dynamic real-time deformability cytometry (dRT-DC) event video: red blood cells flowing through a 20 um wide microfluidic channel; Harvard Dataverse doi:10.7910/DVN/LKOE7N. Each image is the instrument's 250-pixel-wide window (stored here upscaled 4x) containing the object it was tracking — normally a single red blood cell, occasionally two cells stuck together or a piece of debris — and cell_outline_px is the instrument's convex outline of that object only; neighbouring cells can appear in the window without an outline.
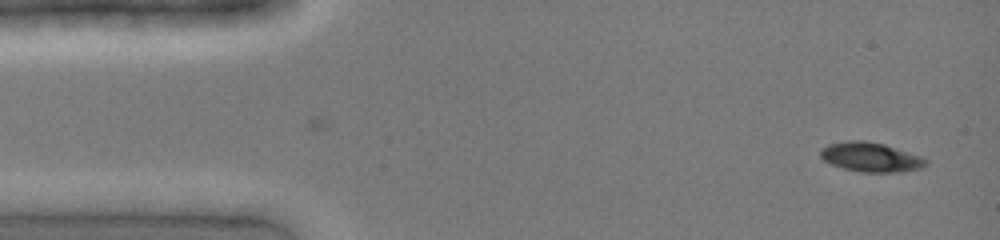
{"species": "common noctule bat (a hibernating species)", "species_latin": "Nyctalus noctula", "temperature_condition": "cold", "stored_images_in_passage": 29, "camera_frame_rate_fps": 3000, "um_per_image_px": 0.085, "animal": {"sex": "female", "body_mass_g": 19.0, "forearm_length_mm": 51.5}, "frame": {"image": 1, "passage_image": 1, "time_ms": 0.0, "image_size_px": [1000, 240], "cell_outline_px": [[928, 164], [920, 168], [900, 172], [860, 172], [844, 168], [832, 164], [824, 160], [820, 156], [820, 148], [828, 144], [848, 140], [864, 140], [884, 144], [924, 156], [928, 160]], "centroid_in_image_um": [74.04, 13.34], "position_along_channel_um": 11.0, "area_um2": 18.26}}
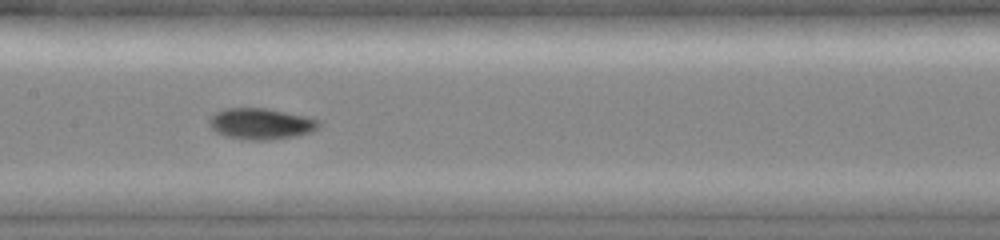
{"frame": {"image": 2, "passage_image": 19, "time_ms": 6.0, "image_size_px": [1000, 240], "cell_outline_px": [[320, 124], [312, 132], [296, 136], [264, 140], [248, 140], [228, 136], [216, 132], [208, 124], [208, 120], [216, 112], [228, 108], [264, 108], [304, 116], [316, 120]], "centroid_in_image_um": [22.14, 10.52], "position_along_channel_um": 185.3, "area_um2": 19.48}}
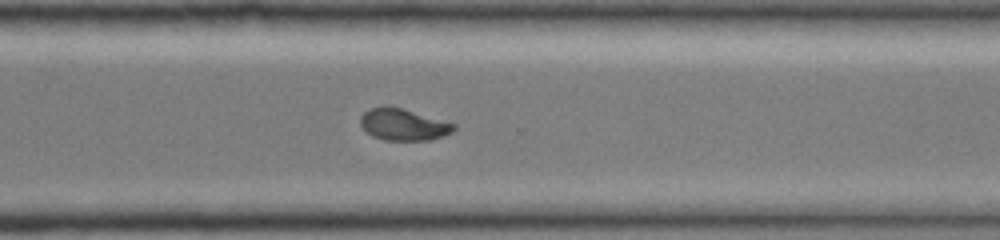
{"frame": {"image": 3, "passage_image": 29, "time_ms": 9.333, "image_size_px": [1000, 240], "cell_outline_px": [[456, 128], [452, 132], [428, 140], [384, 140], [372, 136], [360, 124], [360, 116], [364, 112], [372, 108], [400, 108], [456, 124]], "centroid_in_image_um": [34.28, 10.61], "position_along_channel_um": 336.3, "area_um2": 16.65}}